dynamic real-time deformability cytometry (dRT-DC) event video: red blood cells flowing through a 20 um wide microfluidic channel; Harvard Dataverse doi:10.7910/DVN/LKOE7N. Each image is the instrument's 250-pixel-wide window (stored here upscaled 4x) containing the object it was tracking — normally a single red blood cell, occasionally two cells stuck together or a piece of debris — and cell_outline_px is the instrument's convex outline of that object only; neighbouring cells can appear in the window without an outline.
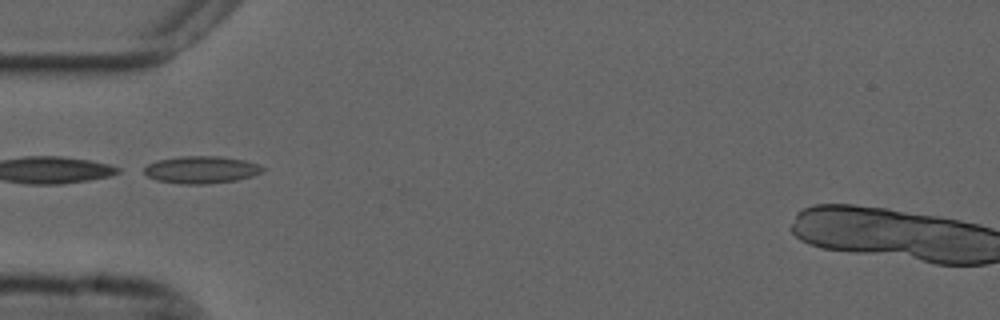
{"species": "common noctule bat (a hibernating species)", "species_latin": "Nyctalus noctula", "temperature_condition": "cold", "stored_images_in_passage": 37, "camera_frame_rate_fps": 3000, "um_per_image_px": 0.085, "animal": {"sex": "male", "forearm_length_mm": 52.5}, "frame": {"image": 1, "passage_image": 1, "time_ms": 0.0, "image_size_px": [1000, 320], "cell_outline_px": [[264, 172], [252, 176], [236, 180], [204, 184], [180, 184], [156, 180], [148, 176], [144, 172], [144, 168], [148, 164], [156, 160], [180, 156], [220, 156], [244, 160], [260, 164], [264, 168]], "centroid_in_image_um": [17.12, 14.42], "position_along_channel_um": 67.9, "area_um2": 18.96}}
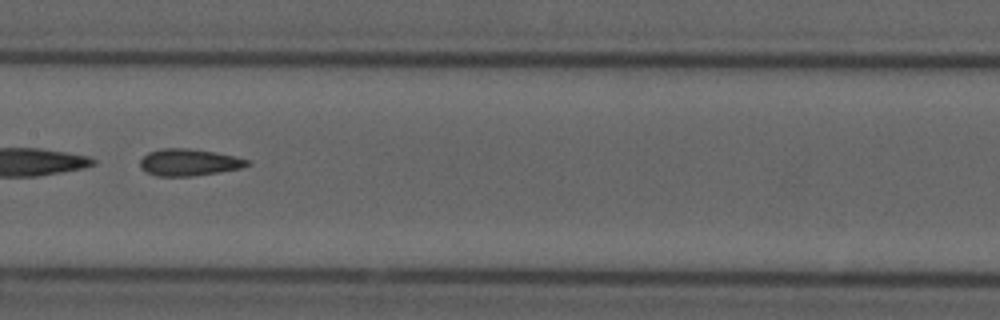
{"frame": {"image": 2, "passage_image": 11, "time_ms": 3.333, "image_size_px": [1000, 320], "cell_outline_px": [[252, 164], [240, 168], [192, 176], [156, 176], [140, 168], [140, 160], [148, 152], [160, 148], [188, 148], [216, 152], [236, 156], [248, 160]], "centroid_in_image_um": [16.05, 13.79], "position_along_channel_um": 191.4, "area_um2": 16.76}, "authors_computed_cell_mechanics": {"area_um2": 16.9354, "velocity_mm_per_s": 3.6968, "shape_relaxation_time_tau1_ms": null, "shape_relaxation_time_tau2_ms": 2.9799, "deformation_change_tau1": null, "deformation_change_tau2": 0.0894}}